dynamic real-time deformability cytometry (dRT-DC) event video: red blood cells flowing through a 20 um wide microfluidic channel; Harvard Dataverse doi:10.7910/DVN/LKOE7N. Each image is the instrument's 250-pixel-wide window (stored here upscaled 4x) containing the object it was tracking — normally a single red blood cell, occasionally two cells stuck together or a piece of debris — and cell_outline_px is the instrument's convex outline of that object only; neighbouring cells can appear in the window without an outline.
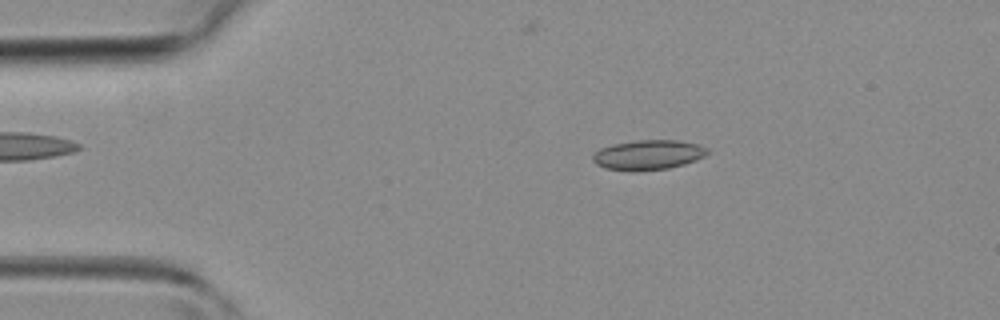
{"species": "common noctule bat (a hibernating species)", "species_latin": "Nyctalus noctula", "temperature_condition": "room temperature", "stored_images_in_passage": 34, "camera_frame_rate_fps": 3000, "um_per_image_px": 0.085, "animal": {"sex": "female", "body_mass_g": 19.3, "forearm_length_mm": 54.1}, "frame": {"image": 1, "passage_image": 7, "time_ms": 2.0, "image_size_px": [1000, 320], "cell_outline_px": [[708, 152], [704, 156], [696, 160], [684, 164], [668, 168], [636, 172], [632, 172], [604, 168], [596, 164], [592, 160], [592, 156], [600, 148], [612, 144], [636, 140], [676, 140], [696, 144], [708, 148]], "centroid_in_image_um": [55.06, 13.17], "position_along_channel_um": 29.9, "area_um2": 20.06}}
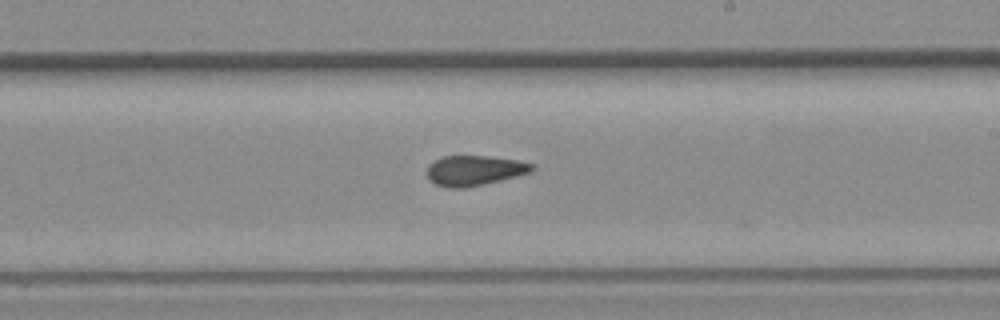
{"frame": {"image": 2, "passage_image": 23, "time_ms": 7.333, "image_size_px": [1000, 320], "cell_outline_px": [[536, 168], [532, 172], [484, 184], [464, 188], [448, 188], [436, 184], [428, 180], [428, 164], [440, 156], [488, 156], [520, 160], [536, 164]], "centroid_in_image_um": [40.35, 14.48], "position_along_channel_um": 248.6, "area_um2": 18.67}}
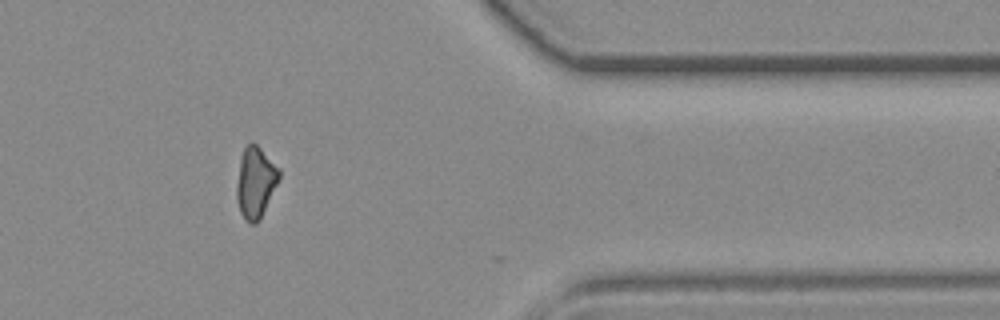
{"frame": {"image": 3, "passage_image": 33, "time_ms": 10.667, "image_size_px": [1000, 320], "cell_outline_px": [[280, 176], [260, 220], [256, 224], [248, 224], [244, 220], [240, 212], [236, 200], [236, 184], [240, 160], [244, 148], [252, 140], [280, 168]], "centroid_in_image_um": [21.7, 15.52], "position_along_channel_um": 389.7, "area_um2": 17.69}}